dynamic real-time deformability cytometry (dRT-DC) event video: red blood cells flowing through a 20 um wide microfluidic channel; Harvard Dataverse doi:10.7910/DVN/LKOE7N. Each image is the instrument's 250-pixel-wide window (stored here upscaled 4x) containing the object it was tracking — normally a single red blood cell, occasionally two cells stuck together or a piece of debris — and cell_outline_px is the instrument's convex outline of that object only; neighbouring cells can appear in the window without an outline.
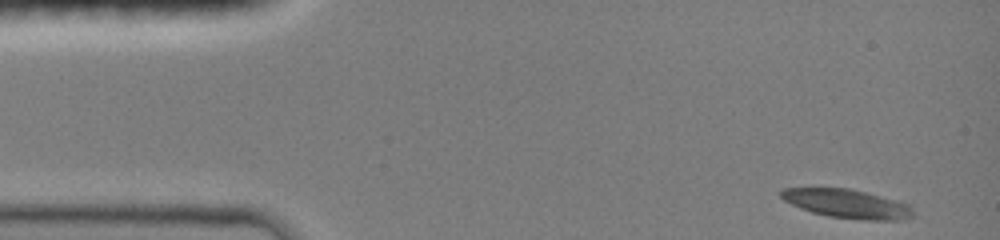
{"species": "common noctule bat (a hibernating species)", "species_latin": "Nyctalus noctula", "temperature_condition": "room temperature", "stored_images_in_passage": 10, "camera_frame_rate_fps": 3000, "um_per_image_px": 0.085, "animal": {"sex": "female", "body_mass_g": 19.0, "forearm_length_mm": 51.5}, "frame": {"image": 1, "passage_image": 1, "time_ms": 0.0, "image_size_px": [1000, 240], "cell_outline_px": [[912, 216], [900, 220], [864, 220], [828, 216], [812, 212], [800, 208], [784, 200], [780, 196], [780, 188], [848, 188], [900, 200], [908, 204], [912, 208]], "centroid_in_image_um": [72.01, 17.31], "position_along_channel_um": 13.0, "area_um2": 22.2}}